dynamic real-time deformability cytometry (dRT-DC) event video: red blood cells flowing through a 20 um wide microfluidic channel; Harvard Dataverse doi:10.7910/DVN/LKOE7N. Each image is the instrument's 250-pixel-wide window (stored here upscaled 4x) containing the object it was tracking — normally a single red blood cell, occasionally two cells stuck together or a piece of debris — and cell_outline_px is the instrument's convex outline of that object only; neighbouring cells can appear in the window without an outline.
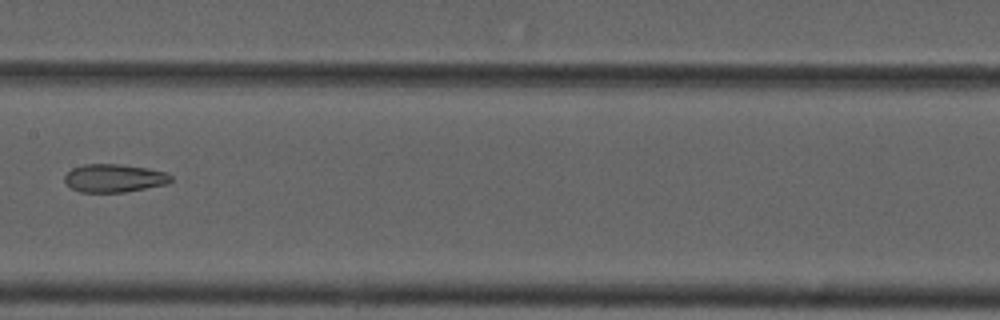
{"species": "common noctule bat (a hibernating species)", "species_latin": "Nyctalus noctula", "temperature_condition": "cold", "stored_images_in_passage": 10, "camera_frame_rate_fps": 3000, "um_per_image_px": 0.085, "animal": {"sex": "male", "forearm_length_mm": 52.5}, "frame": {"image": 1, "passage_image": 7, "time_ms": 8.0, "image_size_px": [1000, 320], "cell_outline_px": [[172, 180], [168, 184], [124, 192], [80, 192], [72, 188], [64, 180], [64, 176], [72, 168], [84, 164], [120, 164], [148, 168], [164, 172], [172, 176]], "centroid_in_image_um": [9.71, 15.14], "position_along_channel_um": 197.7, "area_um2": 17.4}}
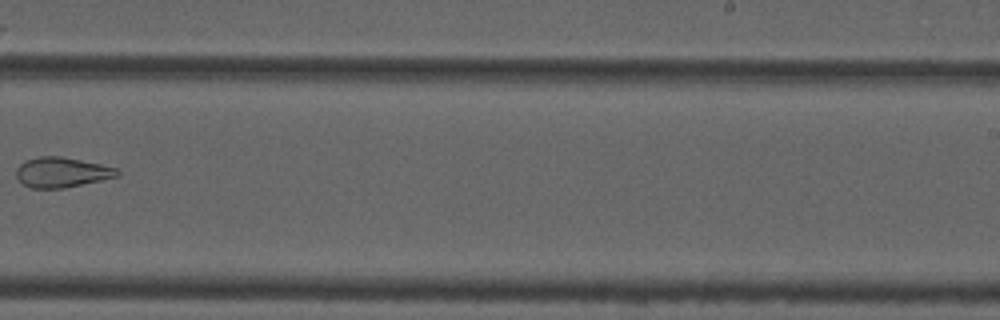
{"frame": {"image": 2, "passage_image": 9, "time_ms": 10.333, "image_size_px": [1000, 320], "cell_outline_px": [[120, 176], [64, 188], [32, 188], [24, 184], [16, 176], [16, 168], [20, 164], [28, 160], [40, 156], [60, 156], [120, 168]], "centroid_in_image_um": [5.29, 14.64], "position_along_channel_um": 283.7, "area_um2": 17.63}}